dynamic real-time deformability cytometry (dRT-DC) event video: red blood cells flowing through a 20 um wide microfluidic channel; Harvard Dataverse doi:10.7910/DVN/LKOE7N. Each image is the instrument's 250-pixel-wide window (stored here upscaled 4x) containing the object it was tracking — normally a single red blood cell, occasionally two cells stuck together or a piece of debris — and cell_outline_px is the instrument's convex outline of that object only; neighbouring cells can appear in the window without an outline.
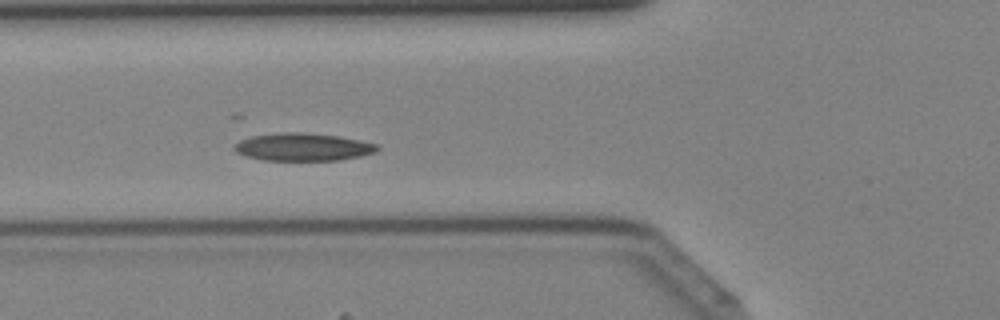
{"species": "Egyptian fruit bat (a non-hibernating species)", "species_latin": "Rousettus aegyptiacus", "temperature_condition": "cold", "stored_images_in_passage": 41, "camera_frame_rate_fps": 3000, "um_per_image_px": 0.085, "animal": {"sex": "female"}, "frame": {"image": 1, "passage_image": 14, "time_ms": 4.333, "image_size_px": [1000, 320], "cell_outline_px": [[380, 148], [376, 152], [360, 156], [340, 160], [264, 160], [244, 156], [236, 152], [232, 148], [240, 140], [252, 136], [284, 132], [300, 132], [336, 136], [360, 140], [376, 144]], "centroid_in_image_um": [25.74, 12.5], "position_along_channel_um": 100.1, "area_um2": 22.95}}
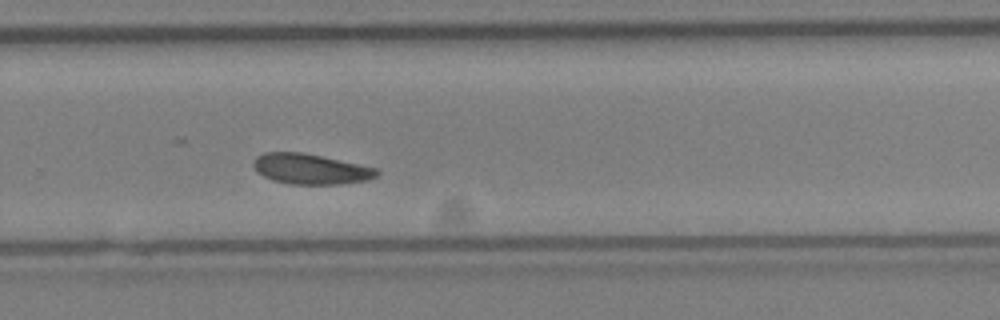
{"frame": {"image": 2, "passage_image": 27, "time_ms": 8.667, "image_size_px": [1000, 320], "cell_outline_px": [[380, 172], [376, 176], [368, 180], [340, 184], [288, 184], [272, 180], [256, 172], [252, 164], [252, 160], [256, 156], [264, 152], [304, 152], [380, 168]], "centroid_in_image_um": [26.4, 14.35], "position_along_channel_um": 303.4, "area_um2": 22.25}}
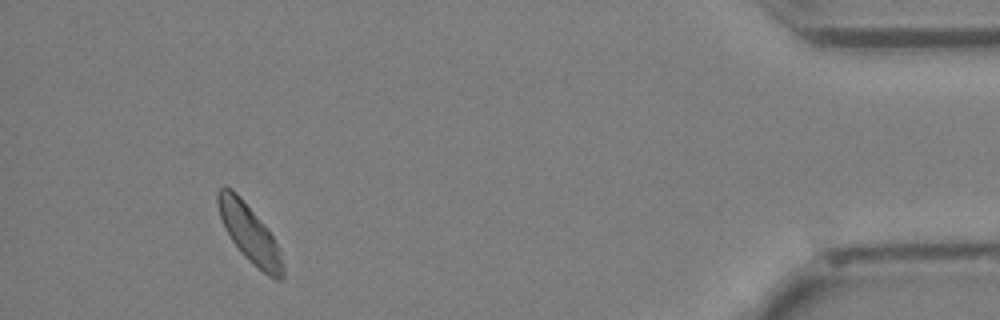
{"frame": {"image": 3, "passage_image": 38, "time_ms": 12.333, "image_size_px": [1000, 320], "cell_outline_px": [[284, 276], [280, 280], [276, 280], [268, 276], [256, 268], [240, 252], [224, 228], [220, 216], [216, 200], [216, 192], [224, 184], [232, 188], [240, 196], [260, 220], [272, 236], [276, 244], [284, 264]], "centroid_in_image_um": [21.18, 19.84], "position_along_channel_um": 414.0, "area_um2": 21.85}}